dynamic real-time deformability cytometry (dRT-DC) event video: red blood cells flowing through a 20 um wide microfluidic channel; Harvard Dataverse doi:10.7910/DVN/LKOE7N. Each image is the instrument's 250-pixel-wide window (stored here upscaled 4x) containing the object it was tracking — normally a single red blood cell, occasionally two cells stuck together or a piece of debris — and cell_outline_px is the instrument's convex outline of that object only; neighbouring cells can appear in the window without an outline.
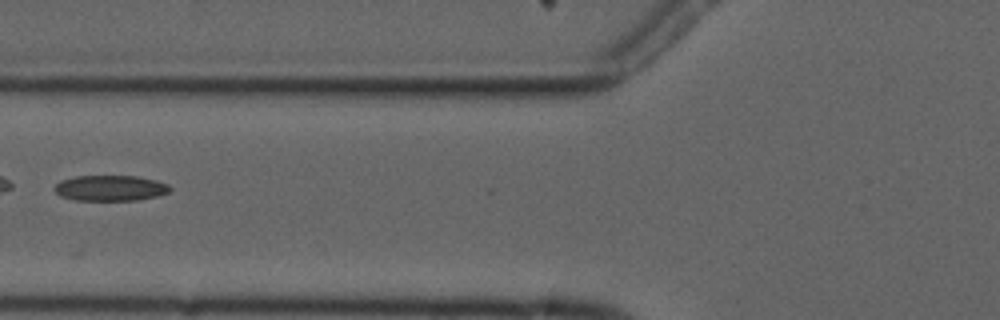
{"species": "common noctule bat (a hibernating species)", "species_latin": "Nyctalus noctula", "temperature_condition": "cold", "stored_images_in_passage": 3, "camera_frame_rate_fps": 3000, "um_per_image_px": 0.085, "animal": {"sex": "male", "forearm_length_mm": 52.5}, "frame": {"image": 1, "passage_image": 3, "time_ms": 3.333, "image_size_px": [1000, 320], "cell_outline_px": [[172, 188], [168, 192], [160, 196], [140, 200], [76, 200], [60, 196], [52, 188], [60, 180], [76, 176], [136, 176], [156, 180], [168, 184]], "centroid_in_image_um": [9.39, 15.99], "position_along_channel_um": 116.4, "area_um2": 17.4}}